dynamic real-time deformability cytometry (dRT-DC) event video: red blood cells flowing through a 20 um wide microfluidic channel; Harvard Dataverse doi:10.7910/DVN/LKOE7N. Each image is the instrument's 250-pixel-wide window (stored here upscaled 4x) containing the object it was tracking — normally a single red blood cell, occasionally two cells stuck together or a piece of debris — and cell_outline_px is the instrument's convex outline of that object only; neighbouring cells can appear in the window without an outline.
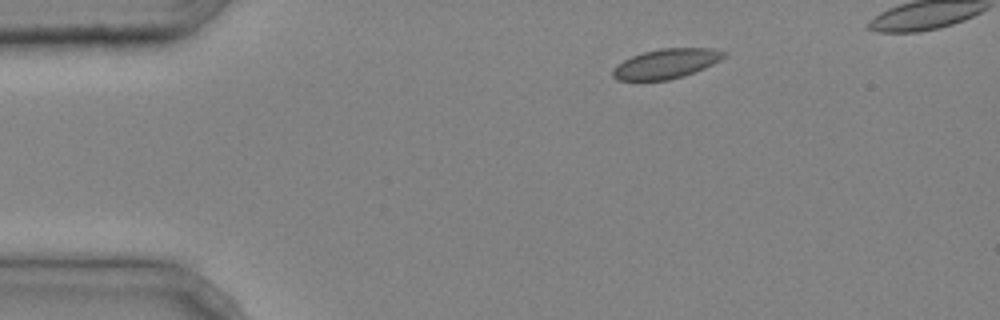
{"species": "common noctule bat (a hibernating species)", "species_latin": "Nyctalus noctula", "temperature_condition": "cold", "stored_images_in_passage": 3, "camera_frame_rate_fps": 3000, "um_per_image_px": 0.085, "animal": {"sex": "male", "body_mass_g": 20.4}, "frame": {"image": 1, "passage_image": 1, "time_ms": 0.0, "image_size_px": [1000, 320], "cell_outline_px": [[728, 52], [720, 60], [704, 68], [684, 76], [668, 80], [616, 80], [612, 76], [612, 68], [616, 64], [632, 56], [644, 52], [660, 48], [716, 48]], "centroid_in_image_um": [56.62, 5.41], "position_along_channel_um": 28.4, "area_um2": 19.31}}